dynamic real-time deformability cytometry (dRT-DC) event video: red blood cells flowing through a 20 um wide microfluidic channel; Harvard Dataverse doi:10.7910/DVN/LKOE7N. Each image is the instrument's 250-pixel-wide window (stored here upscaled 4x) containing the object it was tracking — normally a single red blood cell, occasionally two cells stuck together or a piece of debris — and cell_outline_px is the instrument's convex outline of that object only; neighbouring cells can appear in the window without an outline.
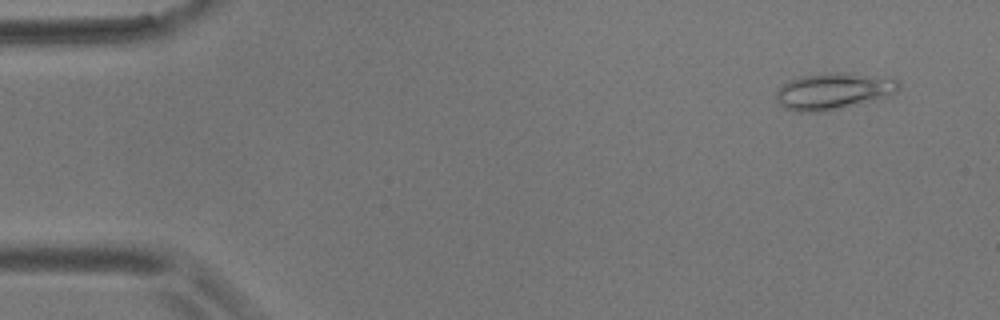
{"species": "common noctule bat (a hibernating species)", "species_latin": "Nyctalus noctula", "temperature_condition": "room temperature", "stored_images_in_passage": 7, "camera_frame_rate_fps": 3000, "um_per_image_px": 0.085, "animal": {"sex": "male", "body_mass_g": 17.9}, "frame": {"image": 1, "passage_image": 1, "time_ms": 0.0, "image_size_px": [1000, 320], "cell_outline_px": [[900, 88], [896, 92], [888, 96], [828, 112], [796, 112], [784, 108], [776, 100], [776, 92], [788, 80], [800, 76], [828, 72], [848, 72], [892, 76], [900, 84]], "centroid_in_image_um": [70.88, 7.73], "position_along_channel_um": 14.1, "area_um2": 26.82}}
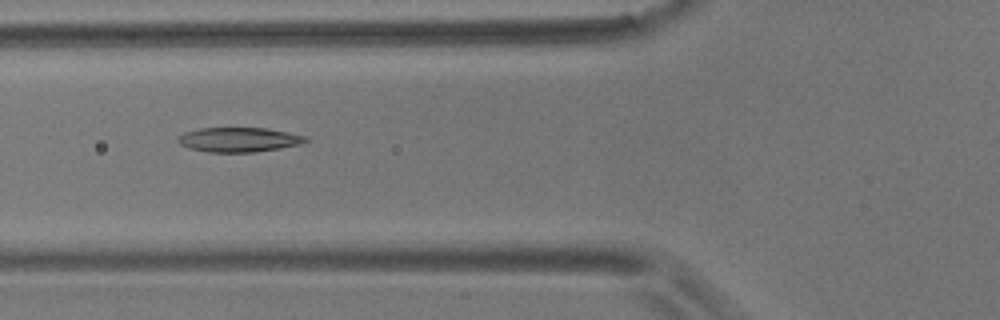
{"frame": {"image": 2, "passage_image": 6, "time_ms": 5.667, "image_size_px": [1000, 320], "cell_outline_px": [[308, 140], [300, 144], [280, 148], [256, 152], [208, 152], [188, 148], [180, 144], [176, 140], [184, 132], [200, 128], [268, 128], [308, 136]], "centroid_in_image_um": [20.31, 11.87], "position_along_channel_um": 105.5, "area_um2": 18.32}}
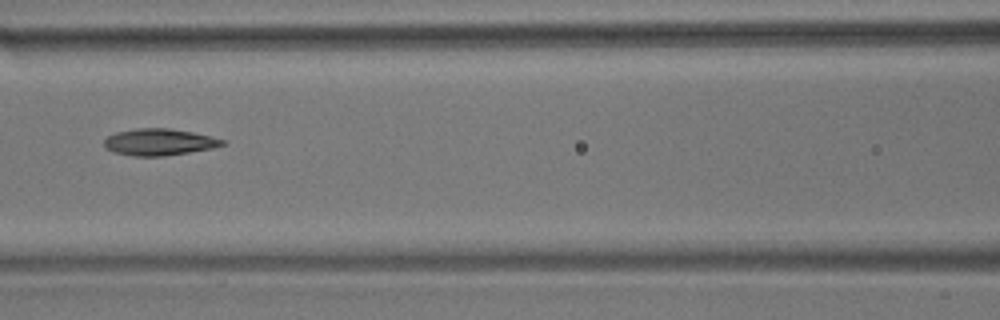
{"frame": {"image": 3, "passage_image": 7, "time_ms": 7.0, "image_size_px": [1000, 320], "cell_outline_px": [[224, 144], [212, 148], [164, 156], [132, 156], [112, 152], [104, 148], [104, 140], [108, 136], [116, 132], [136, 128], [168, 128], [192, 132], [224, 140]], "centroid_in_image_um": [13.45, 12.08], "position_along_channel_um": 153.1, "area_um2": 18.26}}